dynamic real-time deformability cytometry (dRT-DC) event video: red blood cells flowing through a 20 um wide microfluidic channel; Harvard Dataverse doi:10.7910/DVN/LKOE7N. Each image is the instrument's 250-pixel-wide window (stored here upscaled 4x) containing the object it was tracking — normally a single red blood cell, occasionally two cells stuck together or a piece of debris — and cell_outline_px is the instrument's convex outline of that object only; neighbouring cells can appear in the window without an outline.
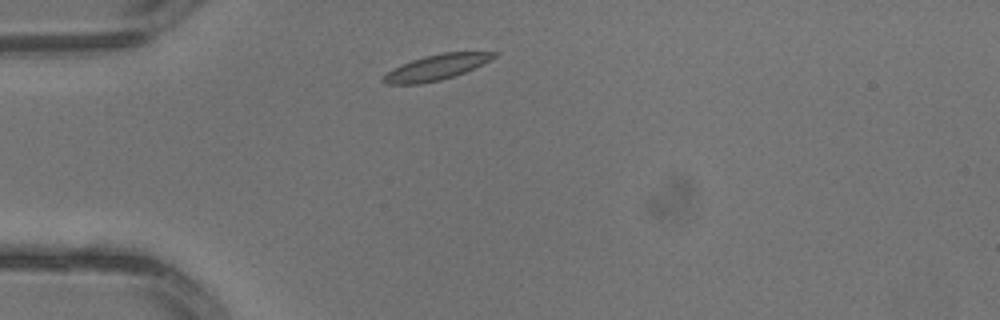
{"species": "common noctule bat (a hibernating species)", "species_latin": "Nyctalus noctula", "temperature_condition": "warm", "stored_images_in_passage": 1, "camera_frame_rate_fps": 3000, "um_per_image_px": 0.085, "animal": {"sex": "male", "body_mass_g": 13.3}, "frame": {"image": 1, "passage_image": 1, "time_ms": 0.0, "image_size_px": [1000, 320], "cell_outline_px": [[496, 56], [464, 72], [440, 80], [420, 84], [388, 84], [380, 80], [392, 68], [412, 60], [424, 56], [444, 52], [496, 52]], "centroid_in_image_um": [37.01, 5.72], "position_along_channel_um": 48.0, "area_um2": 15.95}}